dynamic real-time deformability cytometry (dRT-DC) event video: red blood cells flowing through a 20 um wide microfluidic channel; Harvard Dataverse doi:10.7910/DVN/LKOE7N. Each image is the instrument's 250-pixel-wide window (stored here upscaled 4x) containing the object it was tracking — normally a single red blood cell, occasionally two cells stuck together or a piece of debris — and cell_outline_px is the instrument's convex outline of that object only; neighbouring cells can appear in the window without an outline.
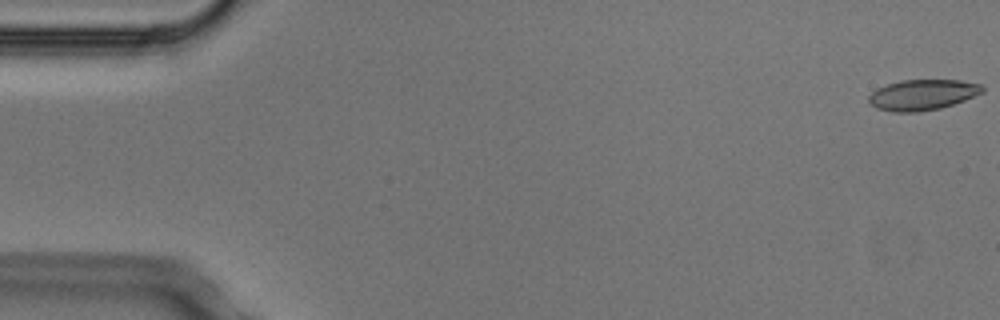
{"species": "Egyptian fruit bat (a non-hibernating species)", "species_latin": "Rousettus aegyptiacus", "temperature_condition": "cold", "stored_images_in_passage": 3, "camera_frame_rate_fps": 3000, "um_per_image_px": 0.085, "animal": {"sex": "male"}, "frame": {"image": 1, "passage_image": 1, "time_ms": 0.0, "image_size_px": [1000, 320], "cell_outline_px": [[984, 92], [964, 100], [940, 108], [916, 112], [892, 112], [876, 108], [868, 100], [868, 96], [876, 88], [900, 80], [960, 80], [980, 84], [984, 88]], "centroid_in_image_um": [78.4, 8.05], "position_along_channel_um": 6.6, "area_um2": 20.23}}